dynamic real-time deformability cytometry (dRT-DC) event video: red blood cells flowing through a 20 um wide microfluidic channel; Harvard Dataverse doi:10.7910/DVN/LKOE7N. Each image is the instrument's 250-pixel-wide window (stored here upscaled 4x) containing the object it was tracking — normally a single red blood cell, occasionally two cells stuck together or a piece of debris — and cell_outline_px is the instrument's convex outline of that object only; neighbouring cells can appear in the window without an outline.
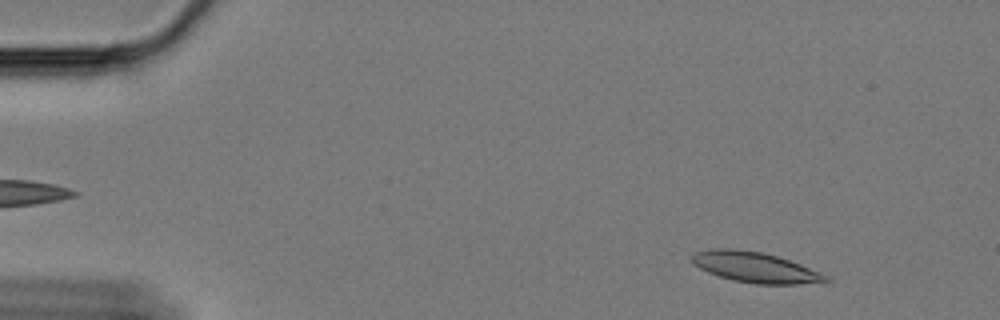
{"species": "Egyptian fruit bat (a non-hibernating species)", "species_latin": "Rousettus aegyptiacus", "temperature_condition": "cold", "stored_images_in_passage": 59, "camera_frame_rate_fps": 3000, "um_per_image_px": 0.085, "animal": {"sex": "female"}, "frame": {"image": 1, "passage_image": 6, "time_ms": 1.667, "image_size_px": [1000, 320], "cell_outline_px": [[832, 280], [800, 284], [756, 284], [732, 280], [708, 272], [692, 264], [688, 260], [688, 256], [696, 252], [716, 248], [736, 248], [760, 252], [776, 256], [800, 264], [828, 276]], "centroid_in_image_um": [64.11, 22.71], "position_along_channel_um": 20.9, "area_um2": 23.7}}
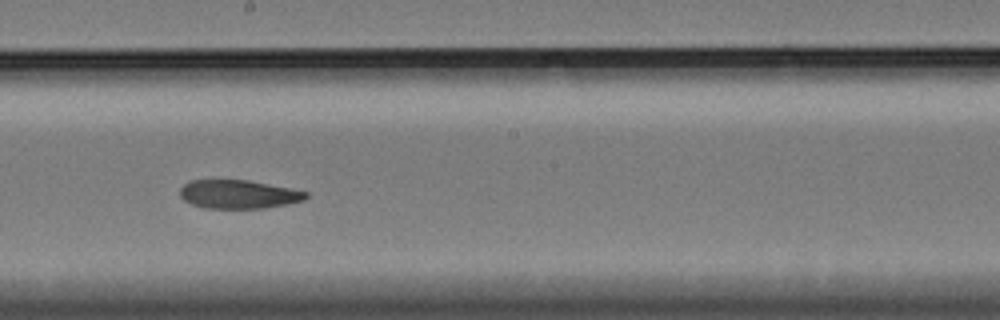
{"frame": {"image": 2, "passage_image": 33, "time_ms": 10.667, "image_size_px": [1000, 320], "cell_outline_px": [[308, 196], [304, 200], [288, 204], [264, 208], [204, 208], [192, 204], [184, 200], [180, 196], [180, 188], [184, 184], [192, 180], [248, 180], [292, 188], [308, 192]], "centroid_in_image_um": [20.29, 16.51], "position_along_channel_um": 227.9, "area_um2": 21.04}}
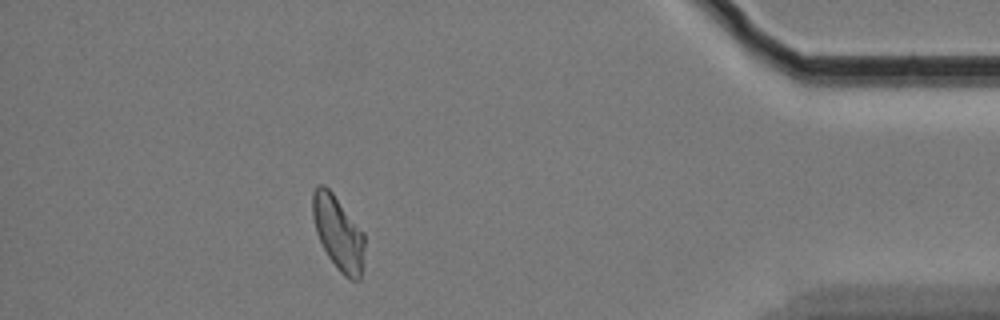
{"frame": {"image": 3, "passage_image": 53, "time_ms": 17.333, "image_size_px": [1000, 320], "cell_outline_px": [[364, 248], [360, 280], [348, 280], [340, 272], [328, 256], [316, 232], [312, 216], [312, 192], [316, 184], [324, 184], [332, 192], [364, 232]], "centroid_in_image_um": [28.73, 19.77], "position_along_channel_um": 406.5, "area_um2": 22.43}, "authors_computed_cell_mechanics": {"area_um2": 22.8888, "velocity_mm_per_s": 3.322, "shape_relaxation_time_tau1_ms": 7.9376, "shape_relaxation_time_tau2_ms": 5.5952, "deformation_change_tau1": 0.1645, "deformation_change_tau2": 0.1046}}